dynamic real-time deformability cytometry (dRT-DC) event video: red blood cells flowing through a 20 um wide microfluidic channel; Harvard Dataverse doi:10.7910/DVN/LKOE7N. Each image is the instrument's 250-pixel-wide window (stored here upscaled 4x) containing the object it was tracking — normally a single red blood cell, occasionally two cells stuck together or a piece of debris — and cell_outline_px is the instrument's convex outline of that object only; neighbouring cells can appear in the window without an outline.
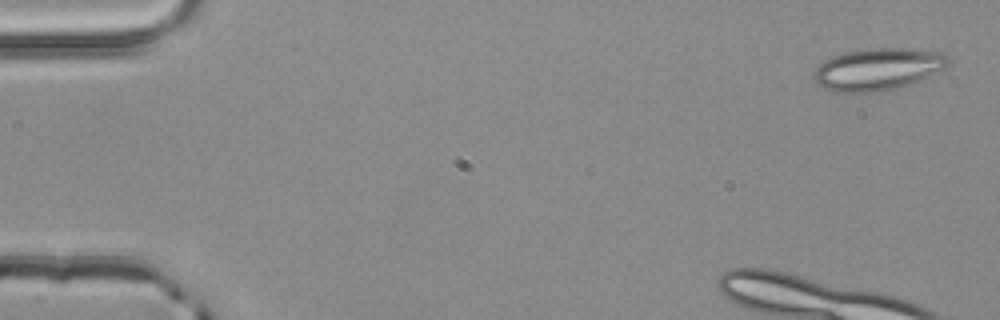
{"species": "common noctule bat (a hibernating species)", "species_latin": "Nyctalus noctula", "temperature_condition": "room temperature", "stored_images_in_passage": 4, "segment_of_instrument_passage": [2, 2], "camera_frame_rate_fps": 3000, "um_per_image_px": 0.085, "animal": {"sex": "male", "body_mass_g": 20.4}, "frame": {"image": 1, "passage_image": 4, "time_ms": 1.0, "image_size_px": [1000, 320], "cell_outline_px": [[952, 64], [912, 84], [896, 88], [876, 92], [832, 92], [816, 84], [812, 80], [812, 72], [824, 60], [832, 56], [844, 52], [868, 48], [916, 48], [944, 52], [952, 60]], "centroid_in_image_um": [74.63, 5.87], "position_along_channel_um": 10.4, "area_um2": 33.7}}